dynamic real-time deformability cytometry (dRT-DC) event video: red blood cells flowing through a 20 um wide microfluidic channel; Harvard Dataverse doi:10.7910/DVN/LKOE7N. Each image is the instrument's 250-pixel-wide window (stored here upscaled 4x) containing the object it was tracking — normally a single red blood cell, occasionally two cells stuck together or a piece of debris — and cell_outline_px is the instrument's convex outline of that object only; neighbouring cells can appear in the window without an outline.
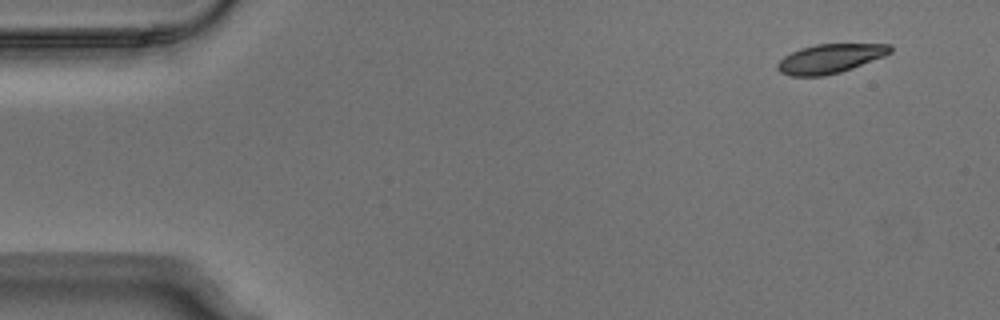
{"species": "Egyptian fruit bat (a non-hibernating species)", "species_latin": "Rousettus aegyptiacus", "temperature_condition": "warm", "stored_images_in_passage": 3, "camera_frame_rate_fps": 3000, "um_per_image_px": 0.085, "animal": {"sex": "male"}, "frame": {"image": 1, "passage_image": 1, "time_ms": 0.0, "image_size_px": [1000, 320], "cell_outline_px": [[892, 52], [884, 56], [852, 68], [840, 72], [824, 76], [792, 76], [780, 72], [776, 68], [776, 64], [784, 56], [800, 48], [816, 44], [892, 44]], "centroid_in_image_um": [70.55, 4.98], "position_along_channel_um": 14.5, "area_um2": 19.13}}